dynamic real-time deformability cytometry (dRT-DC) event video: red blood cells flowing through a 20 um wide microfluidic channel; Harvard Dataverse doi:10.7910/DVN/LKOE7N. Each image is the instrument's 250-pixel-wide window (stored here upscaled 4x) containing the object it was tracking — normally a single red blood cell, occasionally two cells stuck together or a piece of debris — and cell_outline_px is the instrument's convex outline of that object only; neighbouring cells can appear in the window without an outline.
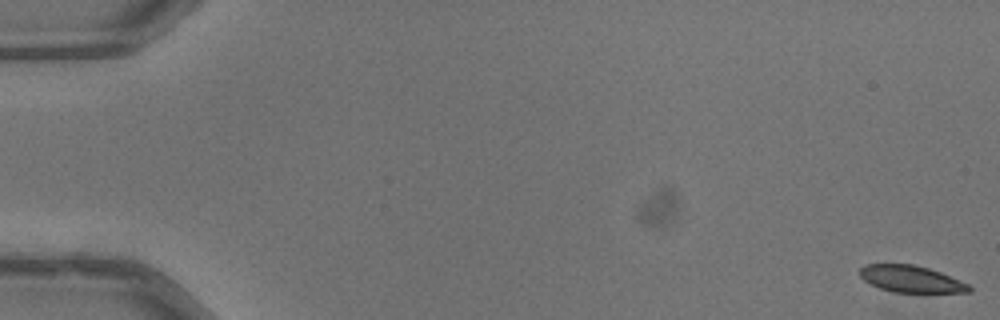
{"species": "common noctule bat (a hibernating species)", "species_latin": "Nyctalus noctula", "temperature_condition": "warm", "stored_images_in_passage": 52, "camera_frame_rate_fps": 3000, "um_per_image_px": 0.085, "animal": {"sex": "male", "body_mass_g": 13.3}, "frame": {"image": 1, "passage_image": 1, "time_ms": 0.0, "image_size_px": [1000, 320], "cell_outline_px": [[972, 292], [892, 292], [880, 288], [864, 280], [860, 276], [860, 268], [864, 264], [912, 264], [928, 268], [940, 272], [968, 284], [972, 288]], "centroid_in_image_um": [77.42, 23.71], "position_along_channel_um": 7.6, "area_um2": 16.88}}
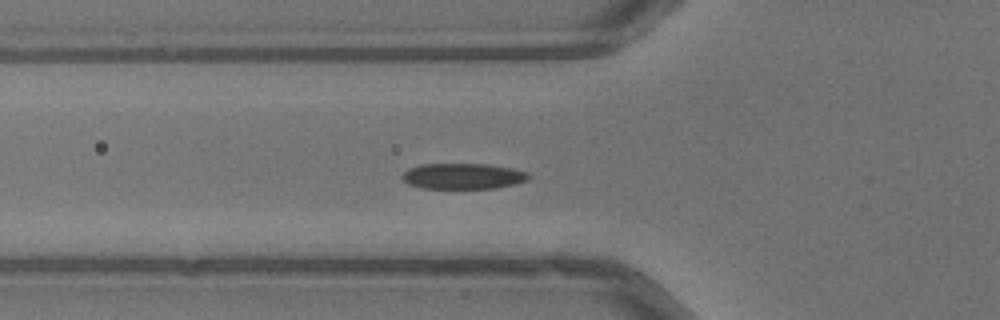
{"frame": {"image": 2, "passage_image": 20, "time_ms": 6.333, "image_size_px": [1000, 320], "cell_outline_px": [[528, 180], [516, 184], [492, 188], [420, 188], [408, 184], [400, 176], [408, 168], [420, 164], [488, 164], [512, 168], [528, 172]], "centroid_in_image_um": [39.33, 14.97], "position_along_channel_um": 86.5, "area_um2": 19.02}}
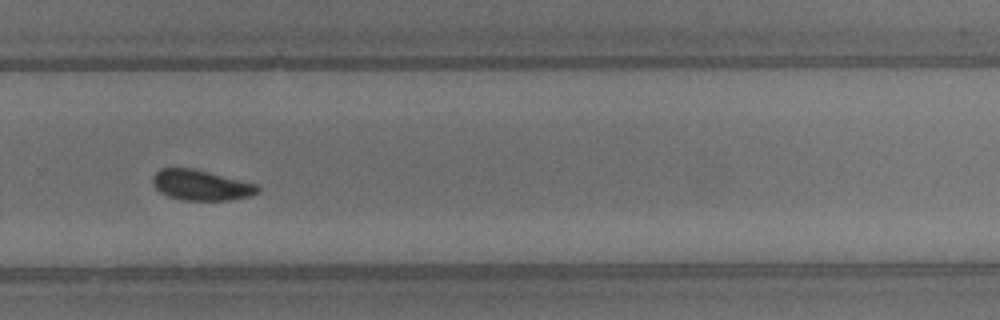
{"frame": {"image": 3, "passage_image": 37, "time_ms": 12.0, "image_size_px": [1000, 320], "cell_outline_px": [[260, 192], [252, 196], [228, 200], [180, 200], [168, 196], [160, 192], [152, 184], [152, 176], [160, 168], [196, 168], [260, 184]], "centroid_in_image_um": [17.14, 15.73], "position_along_channel_um": 312.7, "area_um2": 19.13}, "authors_computed_cell_mechanics": {"area_um2": 18.9873, "velocity_mm_per_s": 3.9832, "shape_relaxation_time_tau1_ms": 2.6142, "shape_relaxation_time_tau2_ms": 3.8747, "deformation_change_tau1": 0.1053, "deformation_change_tau2": 0.0851}}